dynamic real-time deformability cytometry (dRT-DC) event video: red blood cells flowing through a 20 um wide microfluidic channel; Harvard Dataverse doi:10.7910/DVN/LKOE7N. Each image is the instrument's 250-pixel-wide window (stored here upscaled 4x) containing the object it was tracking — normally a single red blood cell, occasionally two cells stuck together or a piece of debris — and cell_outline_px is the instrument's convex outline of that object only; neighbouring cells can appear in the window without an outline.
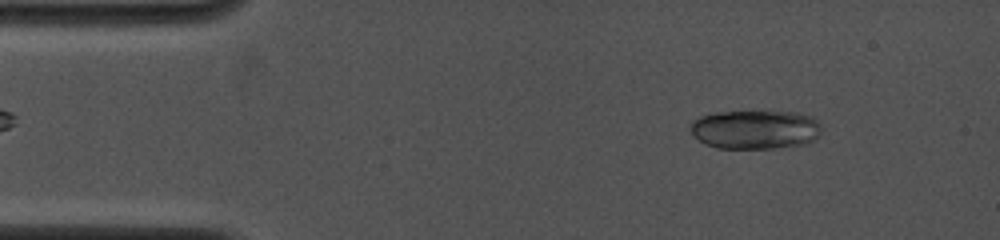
{"species": "common noctule bat (a hibernating species)", "species_latin": "Nyctalus noctula", "temperature_condition": "cold", "stored_images_in_passage": 18, "camera_frame_rate_fps": 4000, "um_per_image_px": 0.085, "animal": {"sex": "female", "body_mass_g": 19.0, "forearm_length_mm": 53.3}, "frame": {"image": 1, "passage_image": 5, "time_ms": 0.75, "image_size_px": [1000, 240], "cell_outline_px": [[820, 136], [804, 144], [776, 148], [716, 148], [704, 144], [688, 128], [692, 120], [700, 116], [716, 112], [800, 112], [816, 120], [820, 124]], "centroid_in_image_um": [64.17, 11.01], "position_along_channel_um": 20.8, "area_um2": 29.77}}